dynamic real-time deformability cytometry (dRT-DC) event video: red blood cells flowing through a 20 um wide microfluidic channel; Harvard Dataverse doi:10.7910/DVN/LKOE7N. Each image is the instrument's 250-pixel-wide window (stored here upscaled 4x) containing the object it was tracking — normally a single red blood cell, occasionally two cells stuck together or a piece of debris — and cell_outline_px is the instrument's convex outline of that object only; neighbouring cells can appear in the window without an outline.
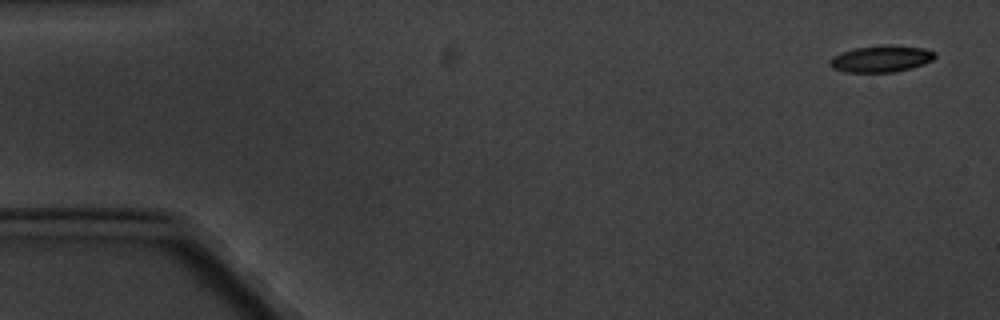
{"species": "common noctule bat (a hibernating species)", "species_latin": "Nyctalus noctula", "temperature_condition": "cold", "stored_images_in_passage": 10, "camera_frame_rate_fps": 3000, "um_per_image_px": 0.085, "animal": {"sex": "male", "body_mass_g": 20.1, "forearm_length_mm": 53.5}, "frame": {"image": 1, "passage_image": 1, "time_ms": 0.0, "image_size_px": [1000, 320], "cell_outline_px": [[936, 56], [932, 60], [924, 64], [912, 68], [896, 72], [844, 72], [832, 68], [828, 64], [828, 60], [832, 56], [856, 48], [888, 44], [924, 48], [936, 52]], "centroid_in_image_um": [74.9, 5.0], "position_along_channel_um": 10.1, "area_um2": 16.47}}